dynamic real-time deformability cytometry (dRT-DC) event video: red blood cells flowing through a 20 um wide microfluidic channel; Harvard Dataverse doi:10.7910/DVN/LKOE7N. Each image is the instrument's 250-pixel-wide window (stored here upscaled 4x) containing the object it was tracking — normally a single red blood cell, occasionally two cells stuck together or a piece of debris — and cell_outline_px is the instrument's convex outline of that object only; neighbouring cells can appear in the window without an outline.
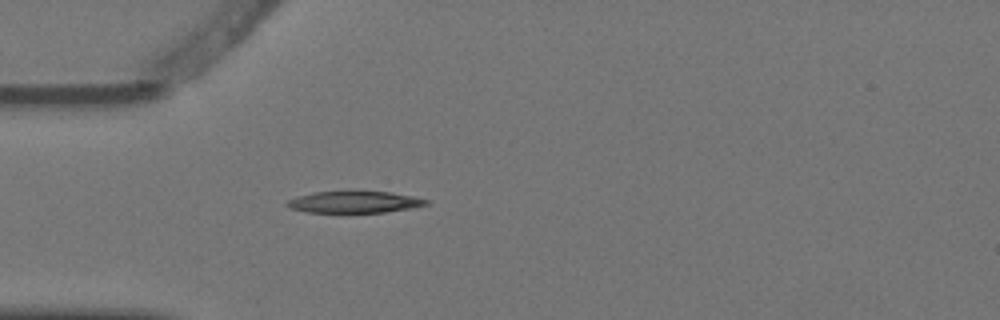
{"species": "Egyptian fruit bat (a non-hibernating species)", "species_latin": "Rousettus aegyptiacus", "temperature_condition": "warm", "stored_images_in_passage": 5, "camera_frame_rate_fps": 3000, "um_per_image_px": 0.085, "animal": {"sex": "female"}, "frame": {"image": 1, "passage_image": 5, "time_ms": 1.333, "image_size_px": [1000, 320], "cell_outline_px": [[428, 204], [408, 208], [384, 212], [308, 212], [292, 208], [284, 204], [288, 200], [296, 196], [312, 192], [352, 188], [392, 192], [412, 196], [428, 200]], "centroid_in_image_um": [30.07, 17.11], "position_along_channel_um": 54.9, "area_um2": 18.32}}